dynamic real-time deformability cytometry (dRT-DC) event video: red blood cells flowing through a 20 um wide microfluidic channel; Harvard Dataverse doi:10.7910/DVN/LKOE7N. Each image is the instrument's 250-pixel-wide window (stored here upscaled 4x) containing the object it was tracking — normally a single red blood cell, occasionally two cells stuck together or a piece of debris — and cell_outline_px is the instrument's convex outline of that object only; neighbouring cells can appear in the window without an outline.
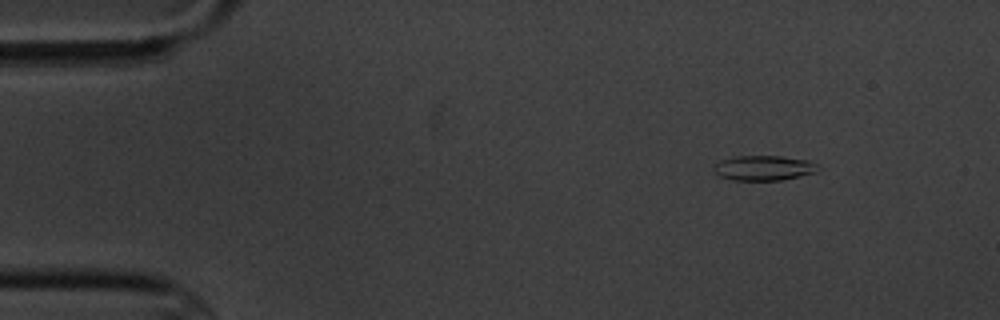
{"species": "common noctule bat (a hibernating species)", "species_latin": "Nyctalus noctula", "temperature_condition": "cold", "stored_images_in_passage": 5, "camera_frame_rate_fps": 3000, "um_per_image_px": 0.085, "animal": {"sex": "male", "body_mass_g": 20.1, "forearm_length_mm": 53.5}, "frame": {"image": 1, "passage_image": 2, "time_ms": 1.0, "image_size_px": [1000, 320], "cell_outline_px": [[820, 168], [816, 172], [800, 176], [780, 180], [732, 180], [720, 176], [712, 168], [720, 160], [736, 156], [780, 156], [808, 160], [820, 164]], "centroid_in_image_um": [64.96, 14.27], "position_along_channel_um": 20.0, "area_um2": 15.2}}